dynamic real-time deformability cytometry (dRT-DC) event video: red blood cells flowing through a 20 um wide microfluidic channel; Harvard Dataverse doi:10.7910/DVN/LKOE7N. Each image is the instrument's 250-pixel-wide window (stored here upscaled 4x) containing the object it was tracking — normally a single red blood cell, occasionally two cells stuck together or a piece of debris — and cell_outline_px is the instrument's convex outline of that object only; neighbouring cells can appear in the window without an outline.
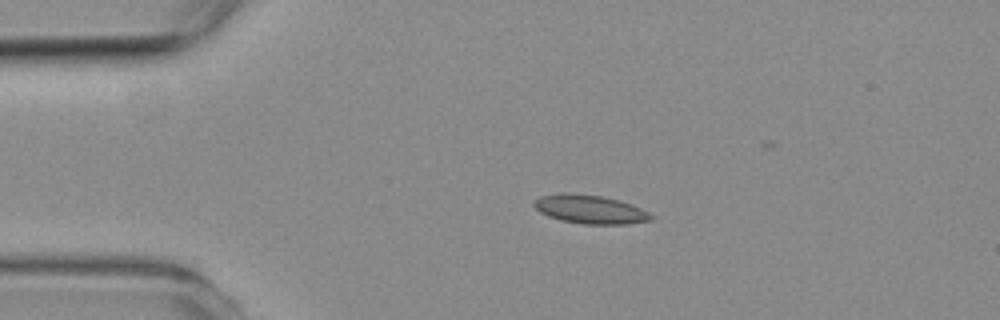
{"species": "common noctule bat (a hibernating species)", "species_latin": "Nyctalus noctula", "temperature_condition": "room temperature", "stored_images_in_passage": 3, "camera_frame_rate_fps": 3000, "um_per_image_px": 0.085, "animal": {"sex": "female", "body_mass_g": 19.3, "forearm_length_mm": 54.1}, "frame": {"image": 1, "passage_image": 2, "time_ms": 1.333, "image_size_px": [1000, 320], "cell_outline_px": [[652, 220], [624, 224], [584, 224], [560, 220], [548, 216], [540, 212], [532, 204], [540, 196], [564, 192], [568, 192], [600, 196], [620, 200], [632, 204], [648, 212], [652, 216]], "centroid_in_image_um": [50.13, 17.79], "position_along_channel_um": 34.9, "area_um2": 19.48}}